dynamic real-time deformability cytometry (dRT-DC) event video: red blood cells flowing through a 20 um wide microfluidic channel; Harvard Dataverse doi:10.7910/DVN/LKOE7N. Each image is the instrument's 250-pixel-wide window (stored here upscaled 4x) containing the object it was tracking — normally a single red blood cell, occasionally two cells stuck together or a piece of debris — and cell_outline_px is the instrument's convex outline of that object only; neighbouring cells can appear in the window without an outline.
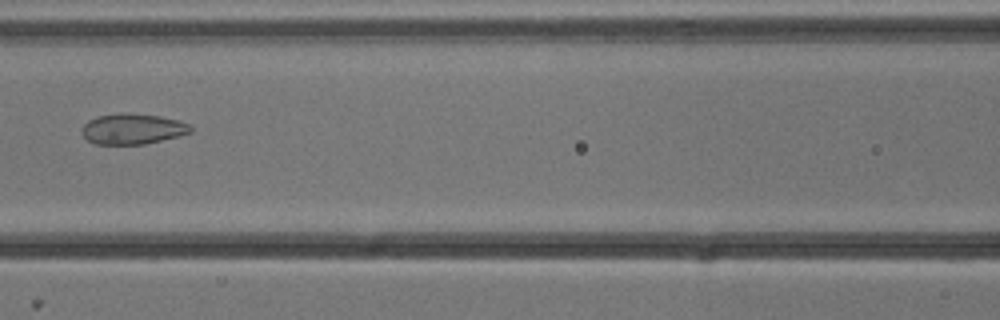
{"species": "common noctule bat (a hibernating species)", "species_latin": "Nyctalus noctula", "temperature_condition": "cold", "stored_images_in_passage": 4, "camera_frame_rate_fps": 3000, "um_per_image_px": 0.085, "animal": {"sex": "male", "body_mass_g": 13.3}, "frame": {"image": 1, "passage_image": 4, "time_ms": 1.0, "image_size_px": [1000, 320], "cell_outline_px": [[192, 132], [180, 136], [144, 144], [96, 144], [88, 140], [80, 132], [80, 128], [88, 120], [96, 116], [124, 112], [160, 116], [180, 120], [192, 124]], "centroid_in_image_um": [11.29, 10.94], "position_along_channel_um": 155.3, "area_um2": 19.71}}